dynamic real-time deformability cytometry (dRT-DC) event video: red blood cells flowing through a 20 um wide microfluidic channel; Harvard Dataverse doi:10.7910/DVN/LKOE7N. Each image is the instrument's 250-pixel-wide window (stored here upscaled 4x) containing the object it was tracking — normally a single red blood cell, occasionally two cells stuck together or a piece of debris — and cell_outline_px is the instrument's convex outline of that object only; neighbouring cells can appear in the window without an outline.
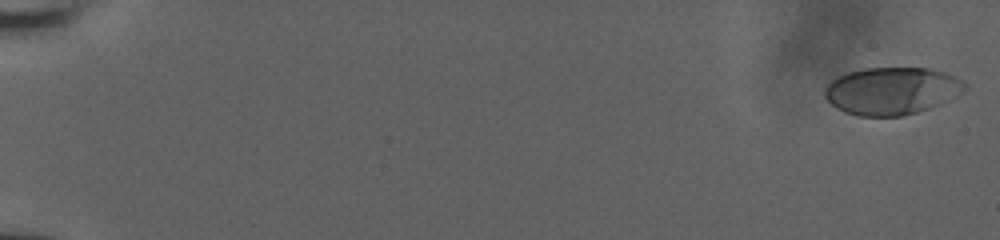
{"species": "human", "species_latin": "Homo sapiens", "temperature_condition": "room temperature", "stored_images_in_passage": 73, "camera_frame_rate_fps": 3000, "um_per_image_px": 0.085, "donor": {"sex": "male"}, "frame": {"image": 1, "passage_image": 1, "time_ms": 0.0, "image_size_px": [1000, 240], "cell_outline_px": [[968, 88], [928, 108], [904, 116], [860, 116], [844, 112], [836, 108], [824, 96], [824, 88], [832, 80], [848, 72], [864, 68], [928, 68], [944, 72], [968, 84]], "centroid_in_image_um": [75.74, 7.72], "position_along_channel_um": 9.3, "area_um2": 38.21}}
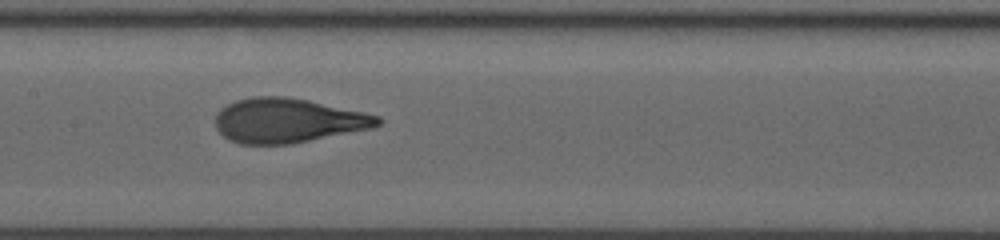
{"frame": {"image": 2, "passage_image": 39, "time_ms": 10.0, "image_size_px": [1000, 240], "cell_outline_px": [[384, 120], [380, 124], [372, 128], [292, 144], [240, 144], [228, 140], [216, 128], [216, 112], [220, 108], [236, 100], [252, 96], [288, 96], [308, 100], [364, 112], [380, 116]], "centroid_in_image_um": [24.46, 10.24], "position_along_channel_um": 182.9, "area_um2": 42.31}}
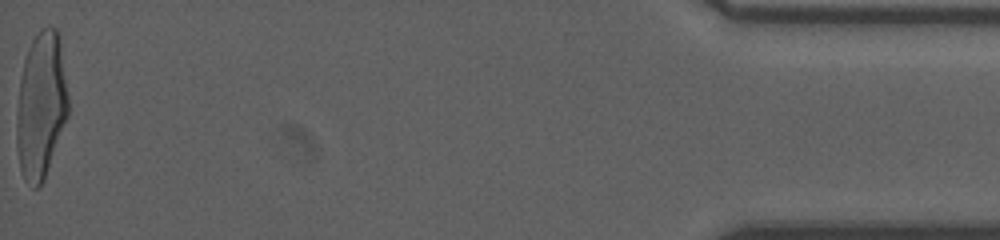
{"frame": {"image": 3, "passage_image": 72, "time_ms": 18.667, "image_size_px": [1000, 240], "cell_outline_px": [[68, 116], [44, 180], [36, 188], [32, 188], [24, 180], [20, 168], [16, 144], [16, 120], [20, 80], [24, 60], [28, 48], [32, 40], [40, 28], [48, 24], [56, 28], [60, 36], [68, 96]], "centroid_in_image_um": [3.49, 8.94], "position_along_channel_um": 431.7, "area_um2": 44.45}, "authors_computed_cell_mechanics": {"area_um2": 41.616, "velocity_mm_per_s": 3.8695, "shape_relaxation_time_tau1_ms": 4.6076, "shape_relaxation_time_tau2_ms": null, "deformation_change_tau1": 0.2061, "deformation_change_tau2": null}}